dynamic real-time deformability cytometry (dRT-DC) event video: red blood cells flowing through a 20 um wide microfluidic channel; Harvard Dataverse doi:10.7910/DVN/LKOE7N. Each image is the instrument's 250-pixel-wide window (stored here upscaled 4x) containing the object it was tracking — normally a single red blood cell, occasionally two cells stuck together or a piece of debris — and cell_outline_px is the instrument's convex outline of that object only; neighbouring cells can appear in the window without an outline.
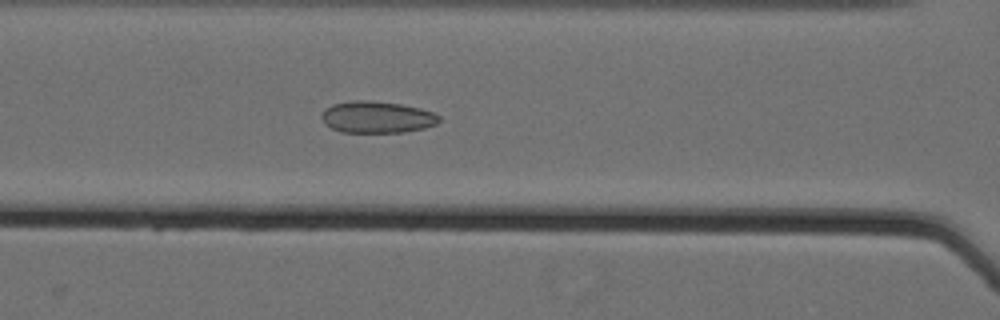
{"species": "Egyptian fruit bat (a non-hibernating species)", "species_latin": "Rousettus aegyptiacus", "temperature_condition": "cold", "stored_images_in_passage": 50, "camera_frame_rate_fps": 3000, "um_per_image_px": 0.085, "animal": {"sex": "female"}, "frame": {"image": 1, "passage_image": 23, "time_ms": 7.333, "image_size_px": [1000, 320], "cell_outline_px": [[440, 120], [436, 124], [424, 128], [404, 132], [340, 132], [324, 124], [320, 116], [324, 108], [332, 104], [352, 100], [368, 100], [400, 104], [420, 108], [432, 112], [440, 116]], "centroid_in_image_um": [32.0, 9.95], "position_along_channel_um": 134.6, "area_um2": 21.85}}
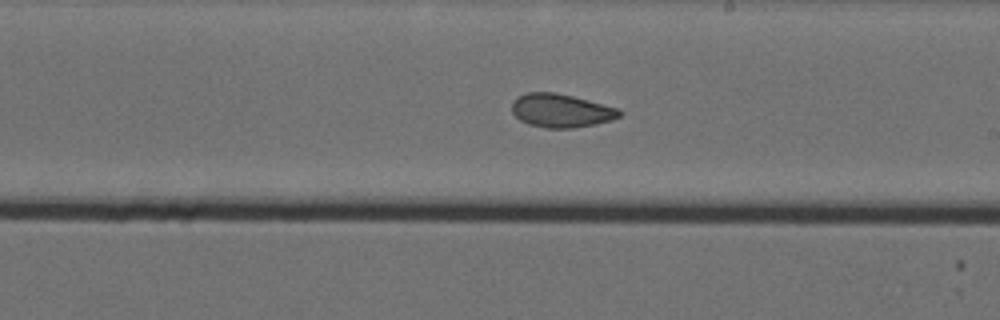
{"frame": {"image": 2, "passage_image": 32, "time_ms": 10.333, "image_size_px": [1000, 320], "cell_outline_px": [[624, 112], [620, 116], [612, 120], [596, 124], [572, 128], [548, 128], [528, 124], [520, 120], [512, 112], [512, 100], [516, 96], [528, 92], [556, 92], [620, 108]], "centroid_in_image_um": [47.7, 9.39], "position_along_channel_um": 241.3, "area_um2": 21.21}}
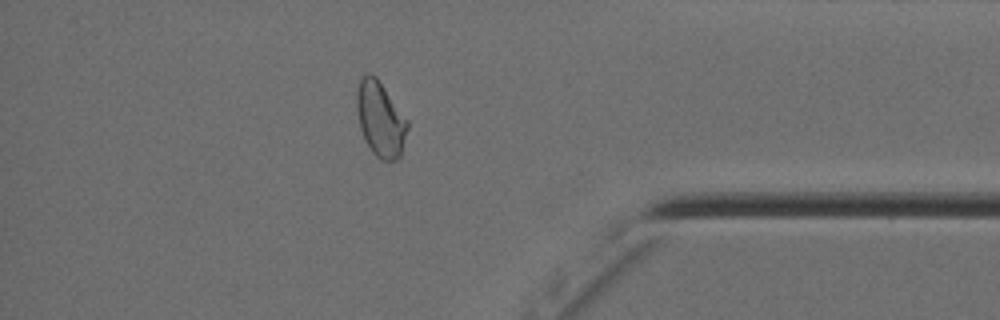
{"frame": {"image": 3, "passage_image": 47, "time_ms": 15.333, "image_size_px": [1000, 320], "cell_outline_px": [[408, 128], [400, 156], [396, 160], [380, 160], [372, 152], [364, 140], [360, 128], [356, 108], [356, 92], [360, 76], [368, 72], [376, 76], [408, 120]], "centroid_in_image_um": [32.31, 10.1], "position_along_channel_um": 402.9, "area_um2": 22.37}}